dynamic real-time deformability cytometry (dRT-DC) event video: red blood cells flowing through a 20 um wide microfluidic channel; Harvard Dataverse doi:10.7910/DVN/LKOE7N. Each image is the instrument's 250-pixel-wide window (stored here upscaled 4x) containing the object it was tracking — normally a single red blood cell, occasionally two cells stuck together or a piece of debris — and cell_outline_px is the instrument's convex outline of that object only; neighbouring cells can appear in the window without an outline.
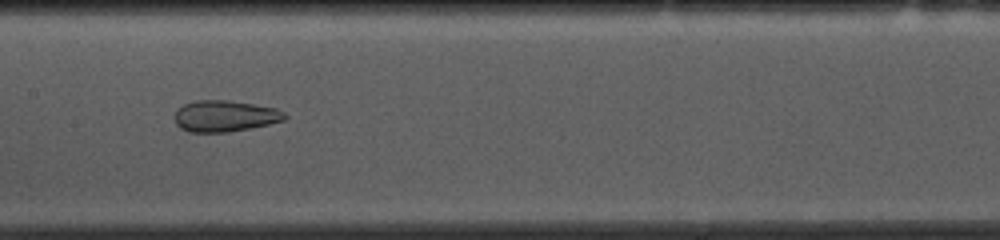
{"species": "common noctule bat (a hibernating species)", "species_latin": "Nyctalus noctula", "temperature_condition": "cold", "stored_images_in_passage": 46, "camera_frame_rate_fps": 3000, "um_per_image_px": 0.085, "animal": {"sex": "female", "body_mass_g": 10.0, "forearm_length_mm": 53.1}, "frame": {"image": 1, "passage_image": 18, "time_ms": 5.667, "image_size_px": [1000, 240], "cell_outline_px": [[288, 116], [284, 120], [252, 128], [228, 132], [188, 132], [180, 128], [176, 124], [176, 112], [184, 104], [196, 100], [228, 100], [276, 108], [284, 112]], "centroid_in_image_um": [19.13, 9.87], "position_along_channel_um": 188.3, "area_um2": 20.0}}
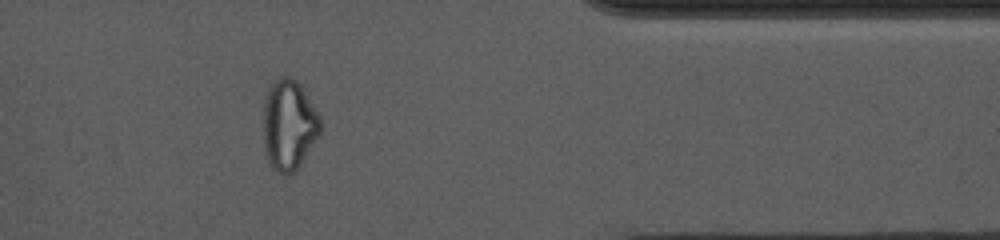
{"frame": {"image": 2, "passage_image": 36, "time_ms": 11.667, "image_size_px": [1000, 240], "cell_outline_px": [[320, 132], [300, 164], [292, 172], [280, 172], [272, 168], [264, 152], [264, 100], [268, 88], [272, 80], [280, 76], [288, 76], [296, 80], [300, 84], [320, 116]], "centroid_in_image_um": [24.53, 10.55], "position_along_channel_um": 386.9, "area_um2": 29.71}}
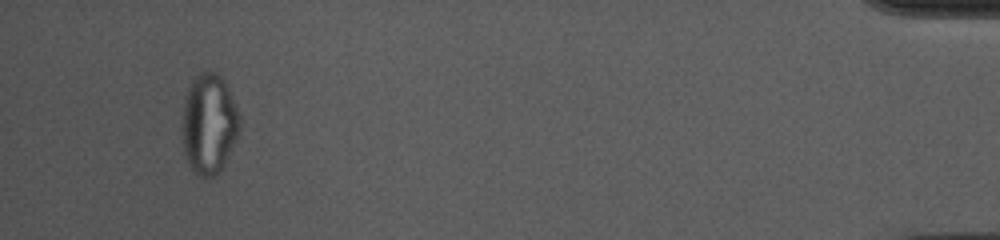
{"frame": {"image": 3, "passage_image": 43, "time_ms": 14.0, "image_size_px": [1000, 240], "cell_outline_px": [[240, 132], [220, 168], [212, 176], [200, 180], [196, 176], [188, 164], [184, 152], [184, 96], [192, 80], [200, 72], [216, 72], [224, 80], [228, 88], [240, 116]], "centroid_in_image_um": [17.77, 10.53], "position_along_channel_um": 417.4, "area_um2": 33.12}, "authors_computed_cell_mechanics": {"area_um2": 25.3742, "velocity_mm_per_s": 3.6895, "shape_relaxation_time_tau1_ms": null, "shape_relaxation_time_tau2_ms": 1.5917, "deformation_change_tau1": null, "deformation_change_tau2": 0.0877}}